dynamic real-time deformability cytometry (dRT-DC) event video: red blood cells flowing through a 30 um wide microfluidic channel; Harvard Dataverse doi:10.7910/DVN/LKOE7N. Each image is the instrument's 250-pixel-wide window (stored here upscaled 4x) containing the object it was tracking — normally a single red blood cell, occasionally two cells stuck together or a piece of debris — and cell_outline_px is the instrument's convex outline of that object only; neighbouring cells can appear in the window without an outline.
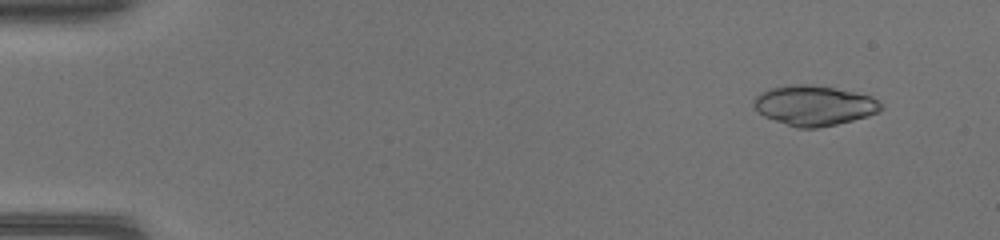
{"species": "common noctule bat (a hibernating species)", "species_latin": "Nyctalus noctula", "temperature_condition": "warm", "stored_images_in_passage": 46, "camera_frame_rate_fps": 3000, "um_per_image_px": 0.085, "animal": {"sex": "female", "body_mass_g": 17.0, "forearm_length_mm": 48.0}, "frame": {"image": 1, "passage_image": 4, "time_ms": 1.0, "image_size_px": [1000, 240], "cell_outline_px": [[884, 108], [880, 112], [868, 116], [836, 124], [816, 128], [796, 128], [764, 116], [752, 104], [752, 100], [760, 92], [768, 88], [784, 84], [812, 84], [836, 88], [872, 96], [884, 104]], "centroid_in_image_um": [69.21, 8.95], "position_along_channel_um": 15.8, "area_um2": 30.06}}
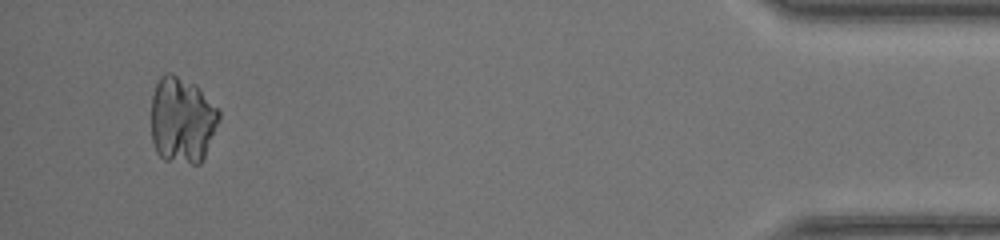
{"frame": {"image": 2, "passage_image": 44, "time_ms": 14.333, "image_size_px": [1000, 240], "cell_outline_px": [[220, 120], [204, 156], [200, 164], [192, 164], [164, 160], [156, 152], [152, 140], [152, 96], [156, 84], [160, 76], [164, 72], [172, 72], [196, 84], [200, 88], [220, 112]], "centroid_in_image_um": [15.47, 10.18], "position_along_channel_um": 419.7, "area_um2": 34.39}}